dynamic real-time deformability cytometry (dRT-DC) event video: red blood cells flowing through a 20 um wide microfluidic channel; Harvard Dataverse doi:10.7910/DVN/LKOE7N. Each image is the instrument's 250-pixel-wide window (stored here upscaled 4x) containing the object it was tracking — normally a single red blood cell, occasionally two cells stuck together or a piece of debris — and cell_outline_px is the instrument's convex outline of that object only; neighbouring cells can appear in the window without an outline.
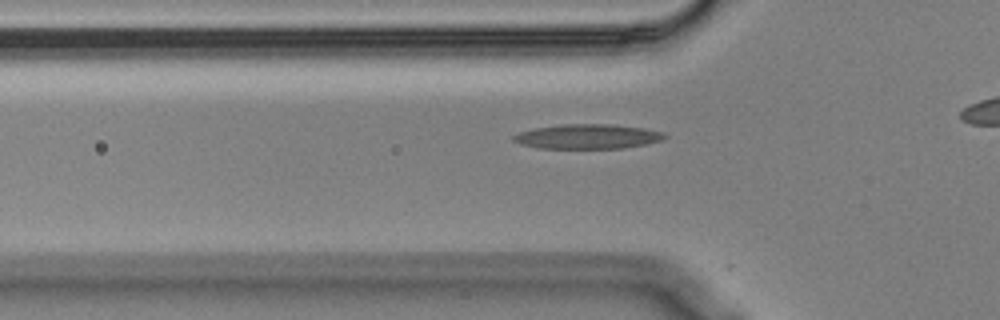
{"species": "Egyptian fruit bat (a non-hibernating species)", "species_latin": "Rousettus aegyptiacus", "temperature_condition": "cold", "stored_images_in_passage": 40, "camera_frame_rate_fps": 3000, "um_per_image_px": 0.085, "animal": {"sex": "male"}, "frame": {"image": 1, "passage_image": 12, "time_ms": 3.667, "image_size_px": [1000, 320], "cell_outline_px": [[668, 136], [660, 140], [648, 144], [624, 148], [536, 148], [520, 144], [512, 140], [512, 136], [520, 132], [536, 128], [564, 124], [608, 124], [644, 128], [664, 132]], "centroid_in_image_um": [49.96, 11.61], "position_along_channel_um": 75.8, "area_um2": 21.68}}
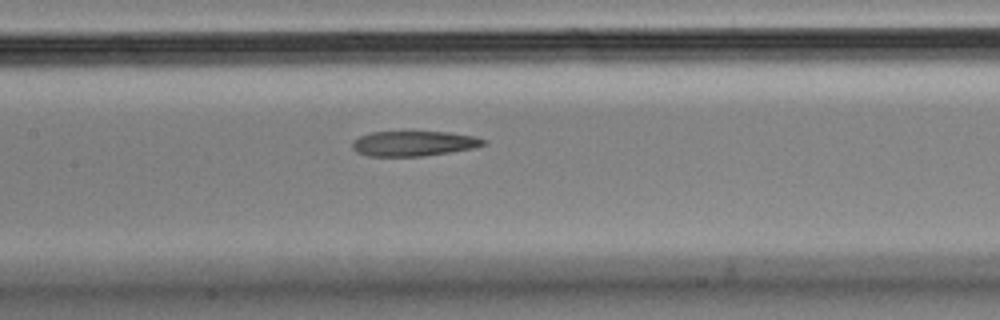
{"frame": {"image": 2, "passage_image": 20, "time_ms": 6.333, "image_size_px": [1000, 320], "cell_outline_px": [[488, 144], [472, 148], [424, 156], [368, 156], [356, 152], [352, 148], [352, 140], [360, 136], [372, 132], [448, 132], [476, 136], [488, 140]], "centroid_in_image_um": [35.18, 12.19], "position_along_channel_um": 172.2, "area_um2": 19.25}}
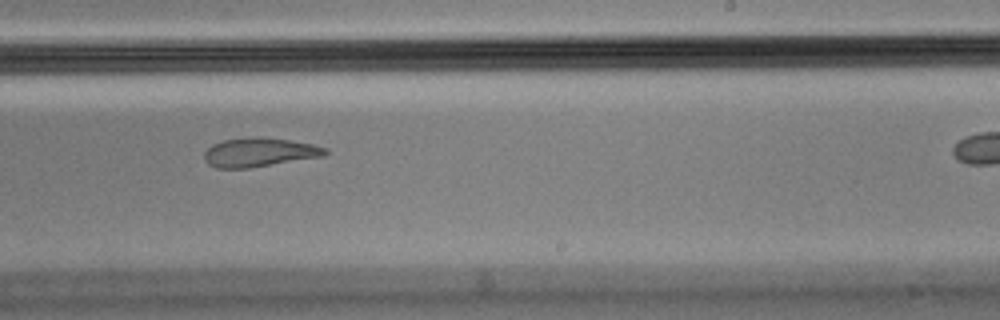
{"frame": {"image": 3, "passage_image": 28, "time_ms": 9.0, "image_size_px": [1000, 320], "cell_outline_px": [[328, 152], [324, 156], [248, 168], [216, 168], [208, 164], [204, 160], [204, 152], [212, 144], [224, 140], [248, 136], [288, 140], [312, 144], [328, 148]], "centroid_in_image_um": [22.02, 12.95], "position_along_channel_um": 267.0, "area_um2": 20.35}}